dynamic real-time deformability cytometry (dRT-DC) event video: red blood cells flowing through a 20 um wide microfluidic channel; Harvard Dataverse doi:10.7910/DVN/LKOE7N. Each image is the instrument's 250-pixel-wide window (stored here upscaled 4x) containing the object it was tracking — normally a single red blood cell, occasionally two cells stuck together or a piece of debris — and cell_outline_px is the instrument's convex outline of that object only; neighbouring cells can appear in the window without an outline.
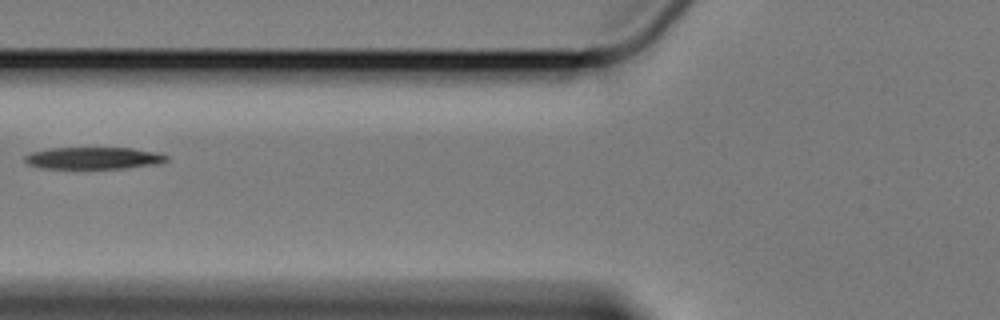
{"species": "Egyptian fruit bat (a non-hibernating species)", "species_latin": "Rousettus aegyptiacus", "temperature_condition": "cold", "stored_images_in_passage": 3, "camera_frame_rate_fps": 3000, "um_per_image_px": 0.085, "animal": {"sex": "female"}, "frame": {"image": 1, "passage_image": 2, "time_ms": 1.333, "image_size_px": [1000, 320], "cell_outline_px": [[168, 160], [160, 164], [124, 168], [40, 168], [28, 164], [24, 160], [24, 156], [28, 152], [52, 148], [132, 148], [160, 152], [168, 156]], "centroid_in_image_um": [7.97, 13.43], "position_along_channel_um": 117.8, "area_um2": 18.32}}
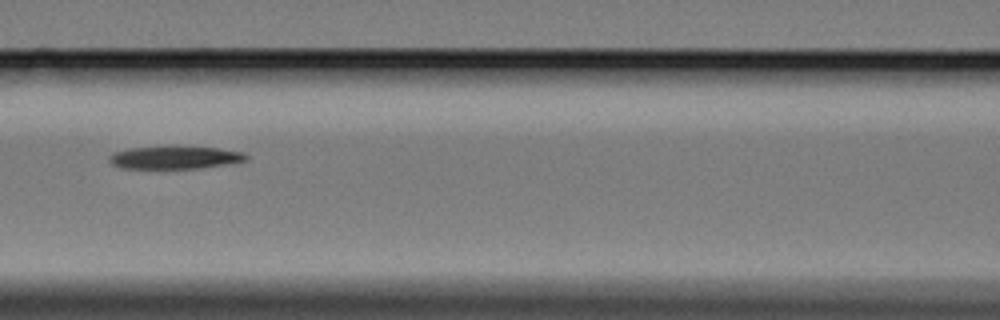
{"frame": {"image": 2, "passage_image": 3, "time_ms": 2.333, "image_size_px": [1000, 320], "cell_outline_px": [[248, 160], [200, 168], [120, 168], [112, 164], [108, 160], [108, 156], [112, 152], [128, 148], [176, 144], [216, 148], [244, 152], [248, 156]], "centroid_in_image_um": [14.81, 13.34], "position_along_channel_um": 151.8, "area_um2": 18.84}}